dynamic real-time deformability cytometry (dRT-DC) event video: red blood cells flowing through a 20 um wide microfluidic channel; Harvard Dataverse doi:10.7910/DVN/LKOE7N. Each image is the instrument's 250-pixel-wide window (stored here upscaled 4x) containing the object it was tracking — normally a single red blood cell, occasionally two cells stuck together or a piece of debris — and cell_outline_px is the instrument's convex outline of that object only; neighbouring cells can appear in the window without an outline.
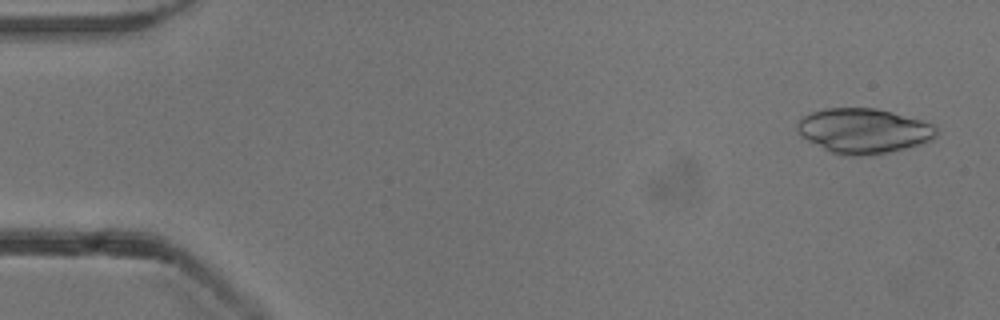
{"species": "common noctule bat (a hibernating species)", "species_latin": "Nyctalus noctula", "temperature_condition": "cold", "stored_images_in_passage": 52, "camera_frame_rate_fps": 3000, "um_per_image_px": 0.085, "animal": {"sex": "male", "body_mass_g": 13.3}, "frame": {"image": 1, "passage_image": 2, "time_ms": 0.333, "image_size_px": [1000, 320], "cell_outline_px": [[940, 132], [932, 140], [920, 144], [888, 152], [860, 156], [840, 156], [828, 152], [808, 140], [796, 128], [796, 124], [804, 116], [812, 112], [828, 108], [876, 108], [892, 112], [936, 124]], "centroid_in_image_um": [73.45, 11.13], "position_along_channel_um": 11.6, "area_um2": 36.53}}